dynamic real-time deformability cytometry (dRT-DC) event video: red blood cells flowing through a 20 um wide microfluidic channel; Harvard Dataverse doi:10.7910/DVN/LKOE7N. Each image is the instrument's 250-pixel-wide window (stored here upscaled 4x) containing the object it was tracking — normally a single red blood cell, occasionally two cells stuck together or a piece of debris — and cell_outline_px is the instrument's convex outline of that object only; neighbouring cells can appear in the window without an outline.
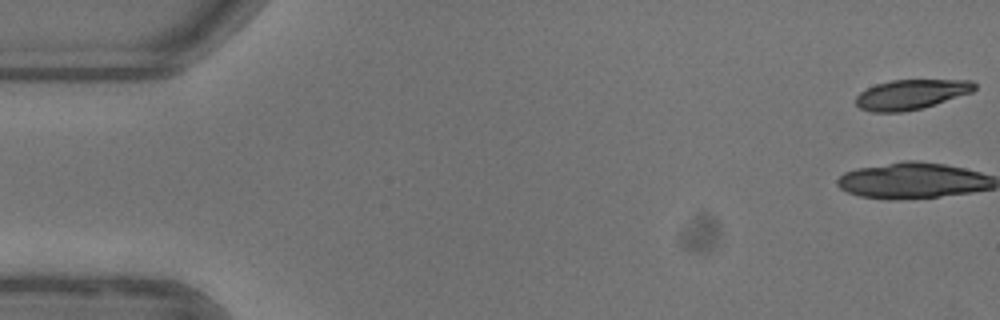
{"species": "common noctule bat (a hibernating species)", "species_latin": "Nyctalus noctula", "temperature_condition": "warm", "stored_images_in_passage": 13, "camera_frame_rate_fps": 3000, "um_per_image_px": 0.085, "animal": {"sex": "female"}, "frame": {"image": 1, "passage_image": 1, "time_ms": 0.0, "image_size_px": [1000, 320], "cell_outline_px": [[976, 88], [972, 92], [920, 108], [900, 112], [872, 112], [860, 108], [856, 104], [856, 96], [860, 92], [876, 84], [892, 80], [972, 80], [976, 84]], "centroid_in_image_um": [77.42, 8.02], "position_along_channel_um": 7.6, "area_um2": 20.35}}